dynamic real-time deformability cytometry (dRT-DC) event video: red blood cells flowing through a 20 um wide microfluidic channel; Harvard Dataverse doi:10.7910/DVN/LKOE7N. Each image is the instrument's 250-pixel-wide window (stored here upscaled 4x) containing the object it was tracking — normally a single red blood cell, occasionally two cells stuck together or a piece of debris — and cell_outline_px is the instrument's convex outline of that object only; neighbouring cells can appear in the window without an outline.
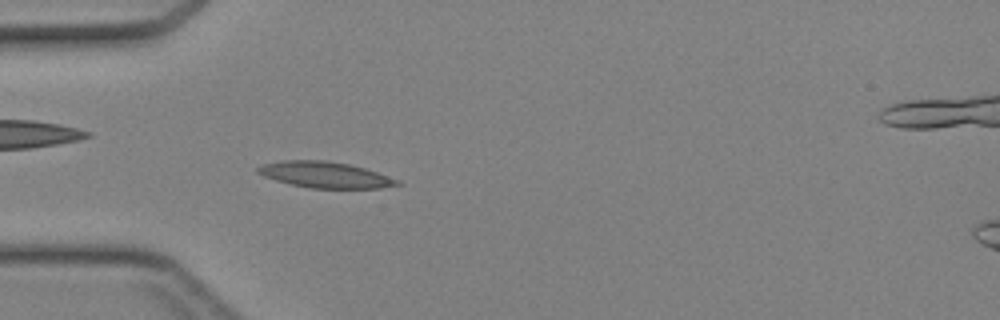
{"species": "Egyptian fruit bat (a non-hibernating species)", "species_latin": "Rousettus aegyptiacus", "temperature_condition": "cold", "stored_images_in_passage": 44, "camera_frame_rate_fps": 3000, "um_per_image_px": 0.085, "animal": {"sex": "female"}, "frame": {"image": 1, "passage_image": 13, "time_ms": 4.0, "image_size_px": [1000, 320], "cell_outline_px": [[404, 184], [380, 188], [312, 188], [292, 184], [276, 180], [264, 176], [256, 172], [256, 168], [264, 164], [280, 160], [324, 160], [348, 164], [364, 168], [400, 180]], "centroid_in_image_um": [27.64, 14.85], "position_along_channel_um": 57.4, "area_um2": 21.04}}
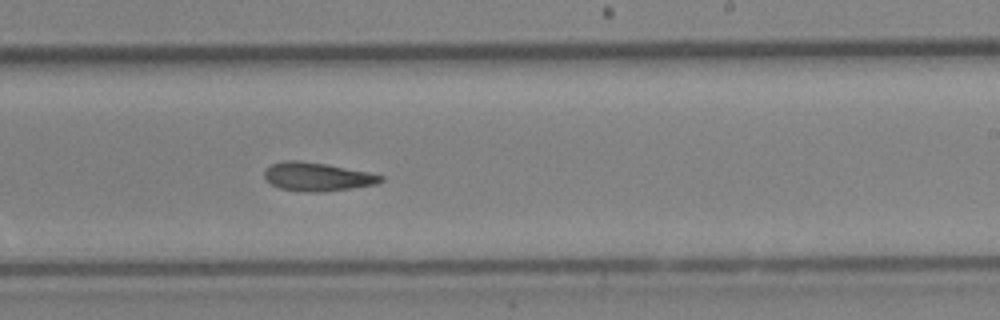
{"frame": {"image": 2, "passage_image": 27, "time_ms": 8.667, "image_size_px": [1000, 320], "cell_outline_px": [[384, 180], [376, 184], [320, 192], [308, 192], [280, 188], [264, 180], [264, 172], [272, 164], [284, 160], [300, 160], [324, 164], [368, 172], [384, 176]], "centroid_in_image_um": [26.93, 15.02], "position_along_channel_um": 262.1, "area_um2": 19.07}}
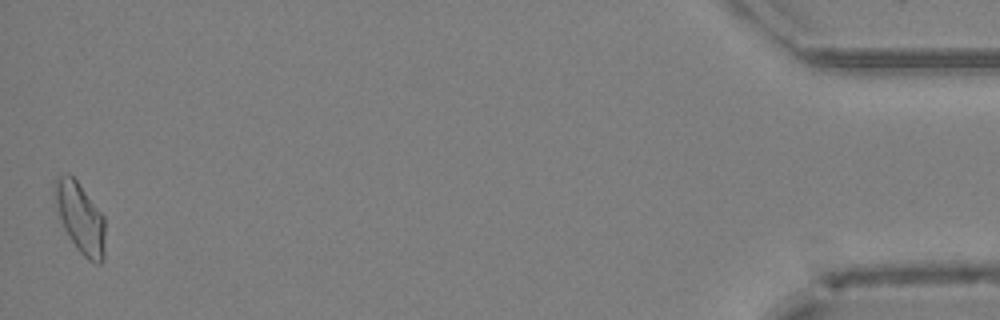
{"frame": {"image": 3, "passage_image": 44, "time_ms": 14.333, "image_size_px": [1000, 320], "cell_outline_px": [[104, 260], [100, 264], [96, 264], [88, 260], [76, 248], [64, 228], [60, 216], [56, 200], [56, 180], [64, 172], [68, 172], [76, 180], [104, 216]], "centroid_in_image_um": [6.87, 18.56], "position_along_channel_um": 428.3, "area_um2": 20.06}}